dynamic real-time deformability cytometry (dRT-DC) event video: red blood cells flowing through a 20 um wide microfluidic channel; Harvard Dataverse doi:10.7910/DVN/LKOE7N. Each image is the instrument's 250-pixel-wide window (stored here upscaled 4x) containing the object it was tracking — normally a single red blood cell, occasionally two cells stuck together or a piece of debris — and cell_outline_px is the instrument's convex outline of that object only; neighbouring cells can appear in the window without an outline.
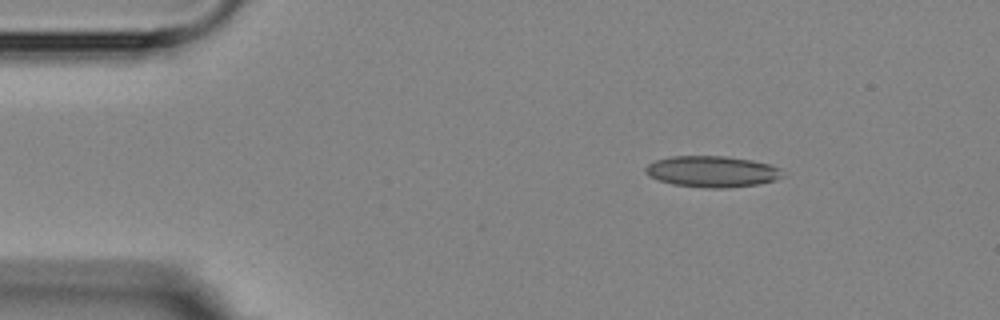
{"species": "Egyptian fruit bat (a non-hibernating species)", "species_latin": "Rousettus aegyptiacus", "temperature_condition": "room temperature", "stored_images_in_passage": 3, "camera_frame_rate_fps": 3000, "um_per_image_px": 0.085, "animal": {"sex": "female"}, "frame": {"image": 1, "passage_image": 1, "time_ms": 0.0, "image_size_px": [1000, 320], "cell_outline_px": [[784, 176], [776, 180], [760, 184], [728, 188], [704, 188], [672, 184], [648, 176], [644, 172], [644, 168], [648, 164], [656, 160], [672, 156], [724, 156], [752, 160], [768, 164], [776, 168]], "centroid_in_image_um": [60.49, 14.59], "position_along_channel_um": 24.5, "area_um2": 24.91}}